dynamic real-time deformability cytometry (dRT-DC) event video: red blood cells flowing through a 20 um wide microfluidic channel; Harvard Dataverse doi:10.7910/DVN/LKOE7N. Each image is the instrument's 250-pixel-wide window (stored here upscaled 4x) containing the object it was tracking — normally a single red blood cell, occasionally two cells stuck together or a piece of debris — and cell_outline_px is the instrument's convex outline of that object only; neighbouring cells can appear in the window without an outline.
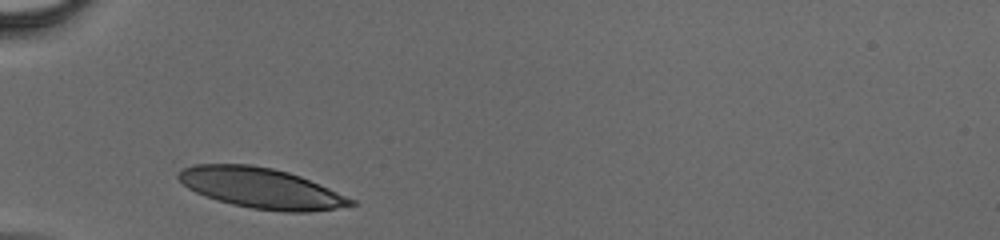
{"species": "human", "species_latin": "Homo sapiens", "temperature_condition": "cold", "stored_images_in_passage": 22, "camera_frame_rate_fps": 3000, "um_per_image_px": 0.085, "donor": {"sex": "male"}, "frame": {"image": 1, "passage_image": 1, "time_ms": 0.0, "image_size_px": [1000, 240], "cell_outline_px": [[356, 204], [308, 212], [284, 212], [252, 208], [232, 204], [196, 192], [188, 188], [176, 176], [176, 172], [180, 168], [192, 164], [248, 164], [272, 168], [288, 172], [300, 176], [356, 200]], "centroid_in_image_um": [22.15, 15.97], "position_along_channel_um": 62.9, "area_um2": 40.23}}